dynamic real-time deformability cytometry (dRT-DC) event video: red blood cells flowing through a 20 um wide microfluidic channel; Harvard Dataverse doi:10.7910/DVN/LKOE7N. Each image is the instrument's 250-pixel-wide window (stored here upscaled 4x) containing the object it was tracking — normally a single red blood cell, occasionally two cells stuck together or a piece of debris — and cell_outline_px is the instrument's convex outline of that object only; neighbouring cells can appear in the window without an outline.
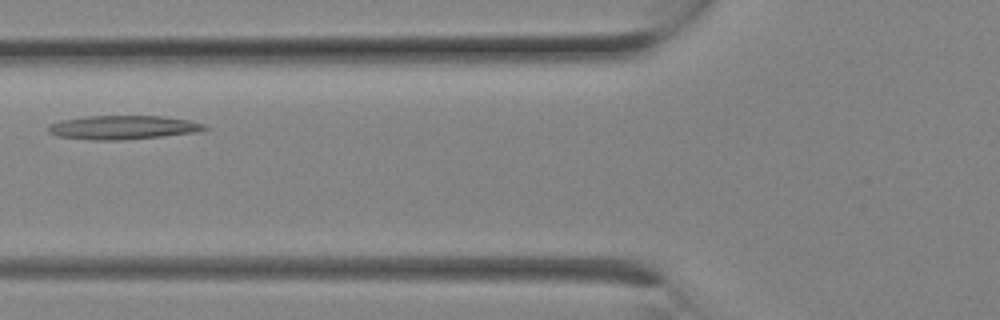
{"species": "Egyptian fruit bat (a non-hibernating species)", "species_latin": "Rousettus aegyptiacus", "temperature_condition": "room temperature", "stored_images_in_passage": 2, "camera_frame_rate_fps": 3000, "um_per_image_px": 0.085, "animal": {"sex": "female"}, "frame": {"image": 1, "passage_image": 2, "time_ms": 0.333, "image_size_px": [1000, 320], "cell_outline_px": [[212, 128], [200, 132], [164, 136], [120, 140], [92, 140], [56, 136], [48, 132], [48, 124], [60, 120], [88, 116], [160, 116], [188, 120], [204, 124]], "centroid_in_image_um": [10.47, 10.83], "position_along_channel_um": 115.3, "area_um2": 21.91}}